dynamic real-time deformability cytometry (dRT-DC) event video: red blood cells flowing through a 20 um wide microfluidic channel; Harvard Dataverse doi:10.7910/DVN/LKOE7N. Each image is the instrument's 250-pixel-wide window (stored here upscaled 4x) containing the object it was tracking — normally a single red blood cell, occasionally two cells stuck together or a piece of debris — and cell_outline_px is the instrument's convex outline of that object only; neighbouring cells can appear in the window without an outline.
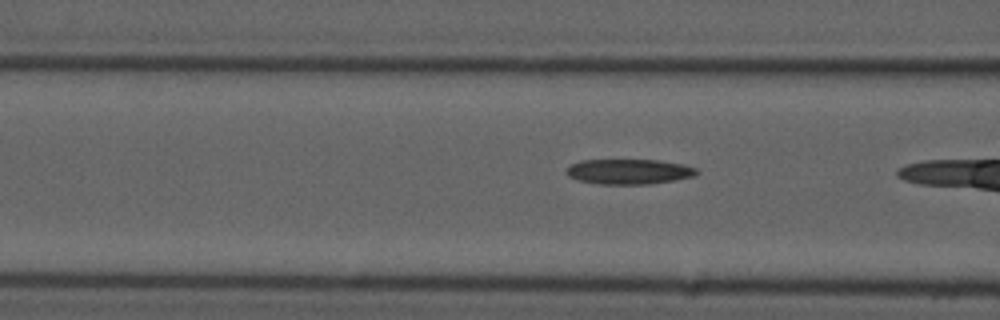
{"species": "common noctule bat (a hibernating species)", "species_latin": "Nyctalus noctula", "temperature_condition": "cold", "stored_images_in_passage": 19, "camera_frame_rate_fps": 3000, "um_per_image_px": 0.085, "animal": {"sex": "male", "forearm_length_mm": 52.5}, "frame": {"image": 1, "passage_image": 18, "time_ms": 5.667, "image_size_px": [1000, 320], "cell_outline_px": [[700, 172], [696, 176], [676, 180], [652, 184], [596, 184], [580, 180], [568, 176], [564, 172], [572, 164], [580, 160], [660, 160], [684, 164], [696, 168]], "centroid_in_image_um": [53.51, 14.59], "position_along_channel_um": 113.1, "area_um2": 19.31}}